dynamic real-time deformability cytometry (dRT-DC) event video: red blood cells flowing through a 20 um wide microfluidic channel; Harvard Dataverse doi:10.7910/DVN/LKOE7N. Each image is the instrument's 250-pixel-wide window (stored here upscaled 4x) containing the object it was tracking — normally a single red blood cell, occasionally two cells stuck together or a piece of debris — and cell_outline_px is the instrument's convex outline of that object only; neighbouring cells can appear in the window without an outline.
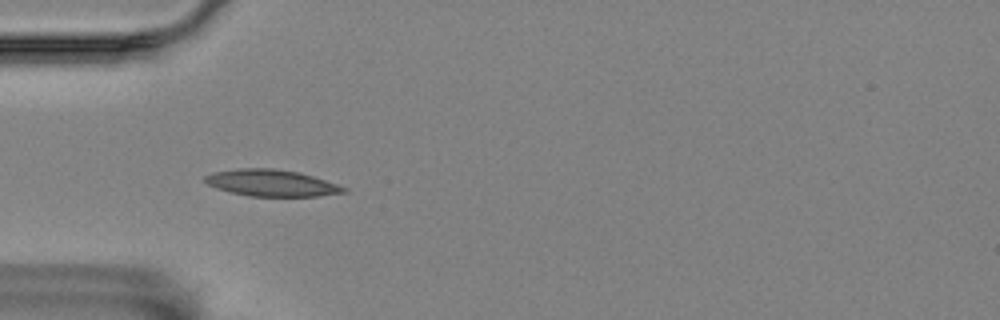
{"species": "Egyptian fruit bat (a non-hibernating species)", "species_latin": "Rousettus aegyptiacus", "temperature_condition": "room temperature", "stored_images_in_passage": 7, "camera_frame_rate_fps": 3000, "um_per_image_px": 0.085, "animal": {"sex": "female"}, "frame": {"image": 1, "passage_image": 3, "time_ms": 0.667, "image_size_px": [1000, 320], "cell_outline_px": [[348, 192], [320, 196], [248, 196], [216, 188], [208, 184], [204, 180], [204, 176], [212, 172], [240, 168], [272, 168], [300, 172], [348, 188]], "centroid_in_image_um": [23.08, 15.55], "position_along_channel_um": 61.9, "area_um2": 21.5}}
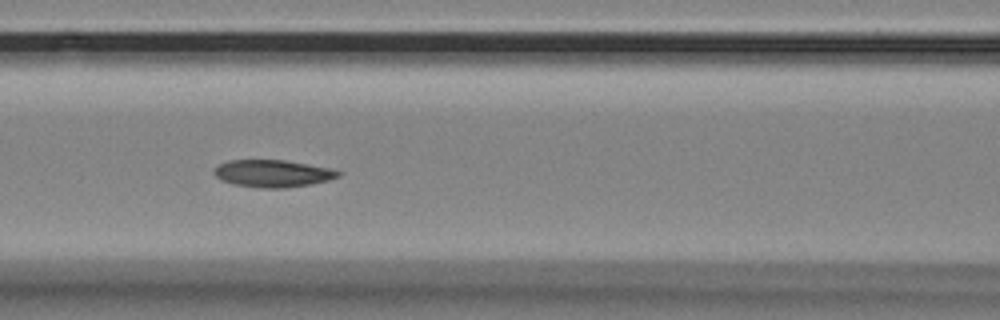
{"frame": {"image": 2, "passage_image": 5, "time_ms": 1.333, "image_size_px": [1000, 320], "cell_outline_px": [[344, 172], [340, 176], [328, 180], [308, 184], [284, 188], [260, 188], [232, 184], [220, 180], [212, 172], [216, 164], [228, 160], [284, 160], [328, 168]], "centroid_in_image_um": [23.11, 14.74], "position_along_channel_um": 143.5, "area_um2": 19.77}}
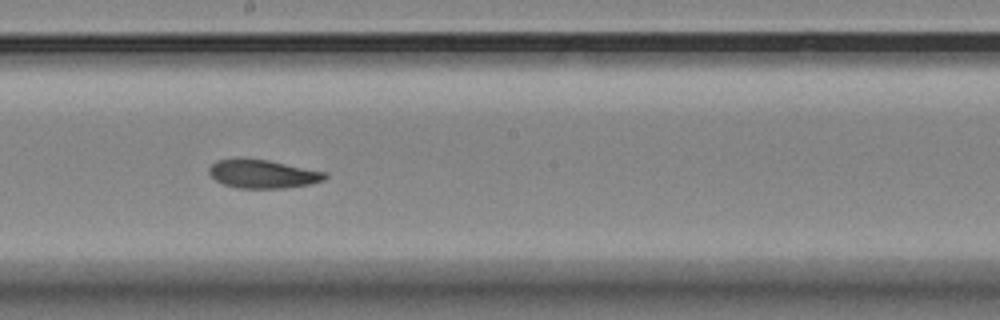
{"frame": {"image": 3, "passage_image": 7, "time_ms": 2.0, "image_size_px": [1000, 320], "cell_outline_px": [[328, 176], [324, 180], [308, 184], [284, 188], [236, 188], [224, 184], [216, 180], [208, 172], [208, 168], [216, 160], [268, 160], [328, 172]], "centroid_in_image_um": [22.38, 14.8], "position_along_channel_um": 225.8, "area_um2": 18.9}}